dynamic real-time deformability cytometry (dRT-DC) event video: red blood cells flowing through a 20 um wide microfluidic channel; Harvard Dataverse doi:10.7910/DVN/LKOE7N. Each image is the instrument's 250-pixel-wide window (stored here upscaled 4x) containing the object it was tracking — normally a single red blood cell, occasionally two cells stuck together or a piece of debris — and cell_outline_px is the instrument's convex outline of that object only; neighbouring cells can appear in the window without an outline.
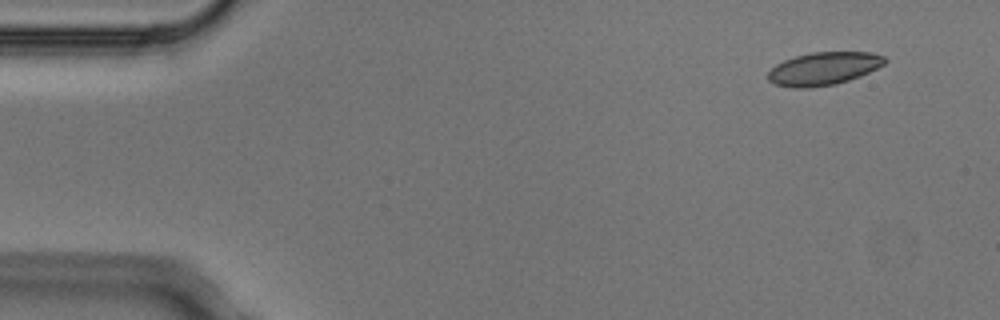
{"species": "Egyptian fruit bat (a non-hibernating species)", "species_latin": "Rousettus aegyptiacus", "temperature_condition": "cold", "stored_images_in_passage": 4, "camera_frame_rate_fps": 3000, "um_per_image_px": 0.085, "animal": {"sex": "male"}, "frame": {"image": 1, "passage_image": 1, "time_ms": 0.0, "image_size_px": [1000, 320], "cell_outline_px": [[888, 60], [884, 64], [860, 76], [836, 84], [808, 88], [792, 88], [776, 84], [768, 80], [768, 72], [776, 64], [784, 60], [796, 56], [812, 52], [872, 52], [884, 56]], "centroid_in_image_um": [70.01, 5.83], "position_along_channel_um": 15.0, "area_um2": 22.37}}